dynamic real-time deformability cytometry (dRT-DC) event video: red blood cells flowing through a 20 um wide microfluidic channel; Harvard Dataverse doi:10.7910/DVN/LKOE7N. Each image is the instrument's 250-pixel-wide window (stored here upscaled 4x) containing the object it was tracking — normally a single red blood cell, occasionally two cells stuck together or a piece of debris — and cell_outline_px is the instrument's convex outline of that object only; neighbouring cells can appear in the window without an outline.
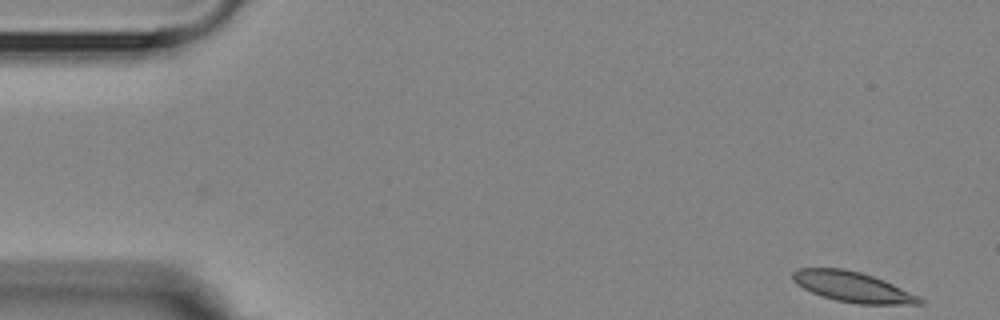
{"species": "Egyptian fruit bat (a non-hibernating species)", "species_latin": "Rousettus aegyptiacus", "temperature_condition": "room temperature", "stored_images_in_passage": 6, "camera_frame_rate_fps": 3000, "um_per_image_px": 0.085, "animal": {"sex": "female"}, "frame": {"image": 1, "passage_image": 1, "time_ms": 0.0, "image_size_px": [1000, 320], "cell_outline_px": [[924, 304], [860, 304], [836, 300], [820, 296], [796, 284], [792, 280], [792, 272], [796, 268], [844, 268], [860, 272], [884, 280], [920, 296], [924, 300]], "centroid_in_image_um": [72.47, 24.38], "position_along_channel_um": 12.5, "area_um2": 22.48}}
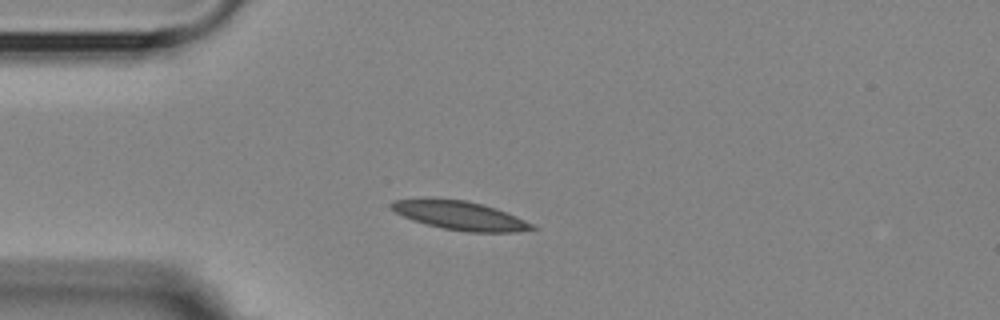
{"frame": {"image": 2, "passage_image": 4, "time_ms": 3.667, "image_size_px": [1000, 320], "cell_outline_px": [[540, 228], [516, 232], [468, 232], [444, 228], [412, 220], [396, 212], [388, 204], [392, 200], [428, 196], [464, 200], [484, 204], [496, 208], [536, 224]], "centroid_in_image_um": [39.1, 18.28], "position_along_channel_um": 45.9, "area_um2": 24.16}}
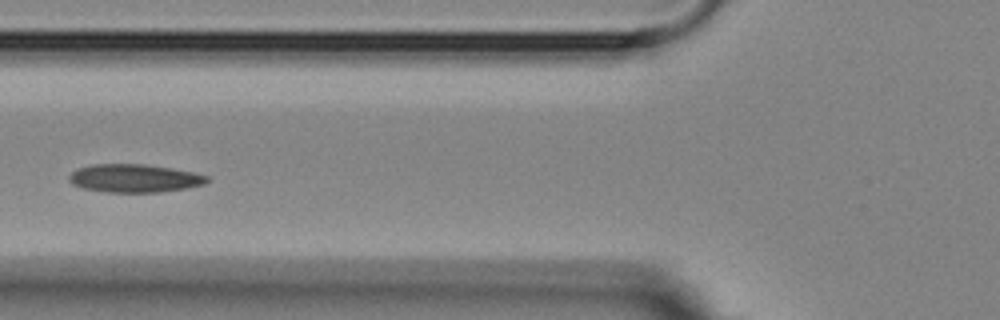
{"frame": {"image": 3, "passage_image": 6, "time_ms": 6.0, "image_size_px": [1000, 320], "cell_outline_px": [[208, 180], [204, 184], [184, 188], [160, 192], [108, 192], [84, 188], [72, 184], [68, 180], [68, 176], [76, 168], [92, 164], [144, 164], [172, 168], [192, 172], [208, 176]], "centroid_in_image_um": [11.38, 15.14], "position_along_channel_um": 114.4, "area_um2": 22.54}}